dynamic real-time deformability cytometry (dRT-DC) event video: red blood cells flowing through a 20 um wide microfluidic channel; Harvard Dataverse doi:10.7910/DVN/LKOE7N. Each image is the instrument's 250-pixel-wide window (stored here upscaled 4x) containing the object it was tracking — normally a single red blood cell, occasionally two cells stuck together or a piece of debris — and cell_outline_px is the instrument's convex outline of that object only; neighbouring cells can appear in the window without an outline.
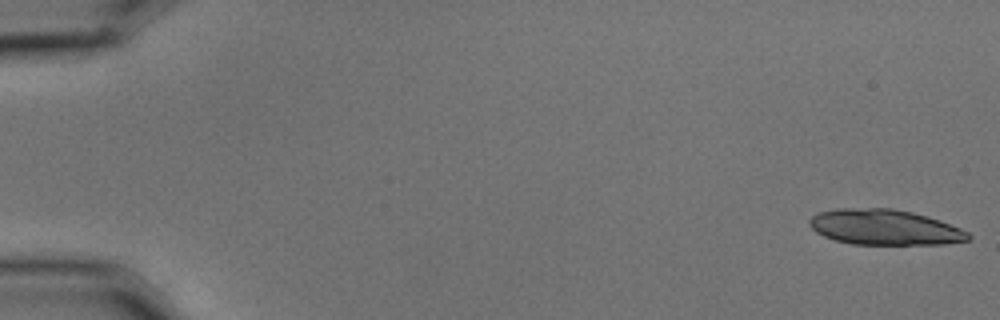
{"species": "common noctule bat (a hibernating species)", "species_latin": "Nyctalus noctula", "temperature_condition": "cold", "stored_images_in_passage": 21, "camera_frame_rate_fps": 3000, "um_per_image_px": 0.085, "animal": {"sex": "male", "body_mass_g": 15.6}, "frame": {"image": 1, "passage_image": 1, "time_ms": 0.0, "image_size_px": [1000, 320], "cell_outline_px": [[972, 236], [968, 240], [944, 244], [852, 244], [836, 240], [824, 236], [816, 232], [808, 224], [808, 220], [812, 216], [820, 212], [836, 208], [892, 208], [912, 212], [960, 228], [968, 232]], "centroid_in_image_um": [75.15, 19.31], "position_along_channel_um": 9.8, "area_um2": 32.54}}